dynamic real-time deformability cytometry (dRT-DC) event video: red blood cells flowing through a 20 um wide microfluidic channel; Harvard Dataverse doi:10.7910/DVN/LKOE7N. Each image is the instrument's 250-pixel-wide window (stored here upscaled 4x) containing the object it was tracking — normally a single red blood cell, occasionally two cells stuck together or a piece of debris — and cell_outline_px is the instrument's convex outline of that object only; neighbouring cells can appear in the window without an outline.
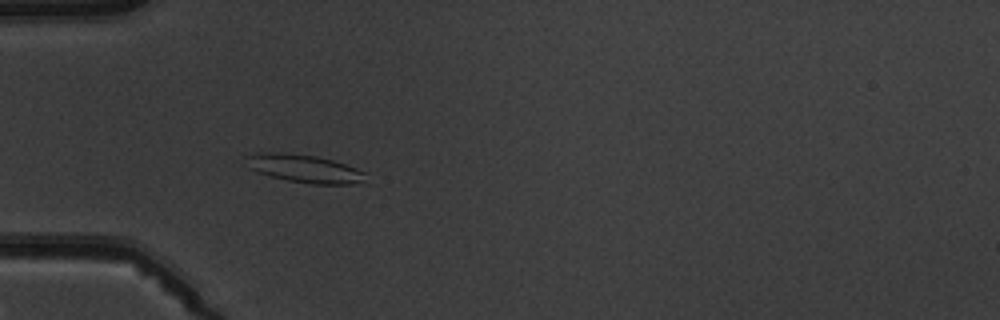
{"species": "common noctule bat (a hibernating species)", "species_latin": "Nyctalus noctula", "temperature_condition": "warm", "stored_images_in_passage": 5, "camera_frame_rate_fps": 3000, "um_per_image_px": 0.085, "animal": {"sex": "male", "body_mass_g": 19.5, "forearm_length_mm": 54.6}, "frame": {"image": 1, "passage_image": 5, "time_ms": 5.667, "image_size_px": [1000, 320], "cell_outline_px": [[368, 184], [312, 184], [288, 180], [272, 176], [248, 168], [248, 156], [260, 152], [284, 152], [316, 156], [332, 160], [356, 168], [364, 172]], "centroid_in_image_um": [25.96, 14.34], "position_along_channel_um": 59.0, "area_um2": 19.42}}